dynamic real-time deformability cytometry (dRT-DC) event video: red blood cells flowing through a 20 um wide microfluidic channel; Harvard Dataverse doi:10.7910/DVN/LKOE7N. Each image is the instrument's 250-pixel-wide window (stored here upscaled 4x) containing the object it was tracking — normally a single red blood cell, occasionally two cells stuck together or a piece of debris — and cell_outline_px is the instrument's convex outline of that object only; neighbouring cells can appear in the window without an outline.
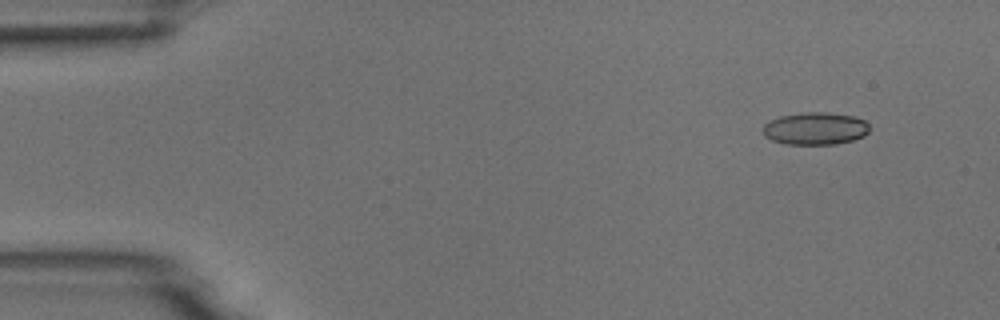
{"species": "common noctule bat (a hibernating species)", "species_latin": "Nyctalus noctula", "temperature_condition": "room temperature", "stored_images_in_passage": 4, "camera_frame_rate_fps": 3000, "um_per_image_px": 0.085, "animal": {"sex": "male", "body_mass_g": 18.8}, "frame": {"image": 1, "passage_image": 1, "time_ms": 0.0, "image_size_px": [1000, 320], "cell_outline_px": [[868, 132], [864, 136], [852, 140], [836, 144], [784, 144], [772, 140], [764, 136], [760, 128], [768, 120], [780, 116], [804, 112], [828, 112], [856, 116], [864, 120], [868, 124]], "centroid_in_image_um": [69.26, 10.92], "position_along_channel_um": 15.7, "area_um2": 20.46}}
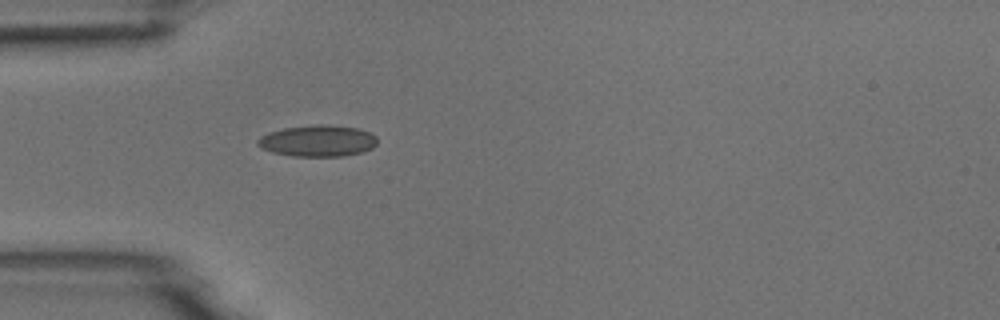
{"frame": {"image": 2, "passage_image": 4, "time_ms": 3.667, "image_size_px": [1000, 320], "cell_outline_px": [[376, 144], [372, 148], [360, 152], [344, 156], [292, 156], [272, 152], [260, 148], [256, 144], [256, 140], [260, 136], [268, 132], [284, 128], [316, 124], [328, 124], [360, 128], [372, 132], [376, 136]], "centroid_in_image_um": [26.99, 11.96], "position_along_channel_um": 58.0, "area_um2": 22.2}}